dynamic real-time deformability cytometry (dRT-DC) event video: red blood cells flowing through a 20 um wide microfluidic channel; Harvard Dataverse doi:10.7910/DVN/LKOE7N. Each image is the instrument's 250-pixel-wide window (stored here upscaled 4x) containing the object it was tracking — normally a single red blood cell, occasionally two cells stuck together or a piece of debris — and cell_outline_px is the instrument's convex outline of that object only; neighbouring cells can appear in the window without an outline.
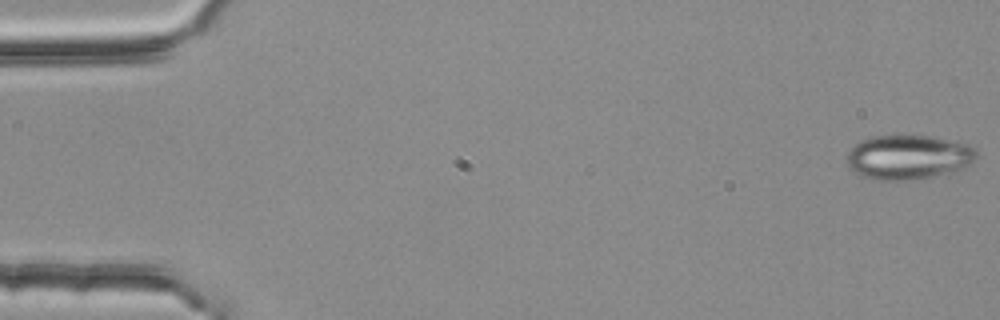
{"species": "common noctule bat (a hibernating species)", "species_latin": "Nyctalus noctula", "temperature_condition": "room temperature", "stored_images_in_passage": 54, "camera_frame_rate_fps": 3000, "um_per_image_px": 0.085, "animal": {"sex": "female", "body_mass_g": 25.1}, "frame": {"image": 1, "passage_image": 1, "time_ms": 0.0, "image_size_px": [1000, 320], "cell_outline_px": [[976, 160], [972, 164], [960, 168], [920, 180], [876, 180], [860, 176], [852, 172], [848, 168], [848, 152], [860, 140], [872, 136], [928, 136], [968, 144], [976, 148]], "centroid_in_image_um": [77.18, 13.37], "position_along_channel_um": 7.8, "area_um2": 33.58}}
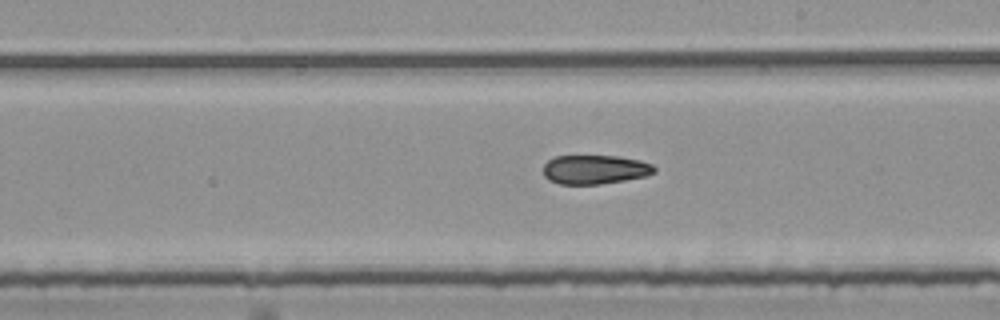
{"frame": {"image": 2, "passage_image": 31, "time_ms": 10.0, "image_size_px": [1000, 320], "cell_outline_px": [[656, 172], [644, 176], [624, 180], [600, 184], [560, 184], [548, 180], [544, 176], [544, 164], [548, 160], [556, 156], [620, 156], [640, 160], [652, 164], [656, 168]], "centroid_in_image_um": [50.57, 14.4], "position_along_channel_um": 238.4, "area_um2": 18.84}}
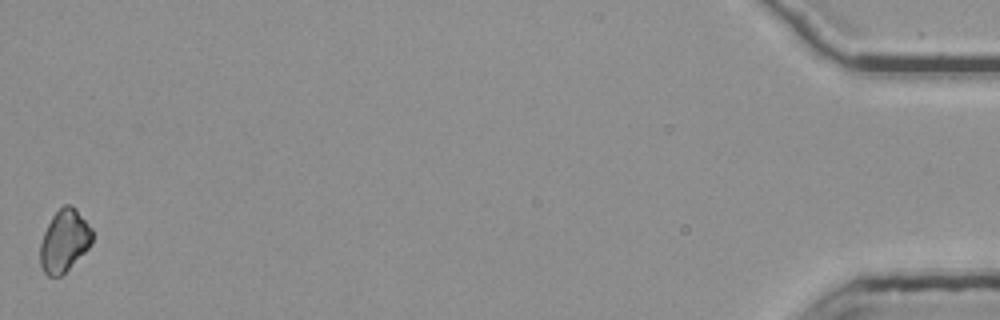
{"frame": {"image": 3, "passage_image": 54, "time_ms": 17.667, "image_size_px": [1000, 320], "cell_outline_px": [[92, 244], [60, 276], [48, 276], [44, 272], [40, 264], [40, 244], [44, 232], [52, 216], [64, 204], [68, 204], [76, 208], [92, 228]], "centroid_in_image_um": [5.46, 20.45], "position_along_channel_um": 429.7, "area_um2": 18.67}, "authors_computed_cell_mechanics": {"area_um2": 19.8832, "velocity_mm_per_s": 3.798, "shape_relaxation_time_tau1_ms": null, "shape_relaxation_time_tau2_ms": 3.8027, "deformation_change_tau1": null, "deformation_change_tau2": 0.0871}}